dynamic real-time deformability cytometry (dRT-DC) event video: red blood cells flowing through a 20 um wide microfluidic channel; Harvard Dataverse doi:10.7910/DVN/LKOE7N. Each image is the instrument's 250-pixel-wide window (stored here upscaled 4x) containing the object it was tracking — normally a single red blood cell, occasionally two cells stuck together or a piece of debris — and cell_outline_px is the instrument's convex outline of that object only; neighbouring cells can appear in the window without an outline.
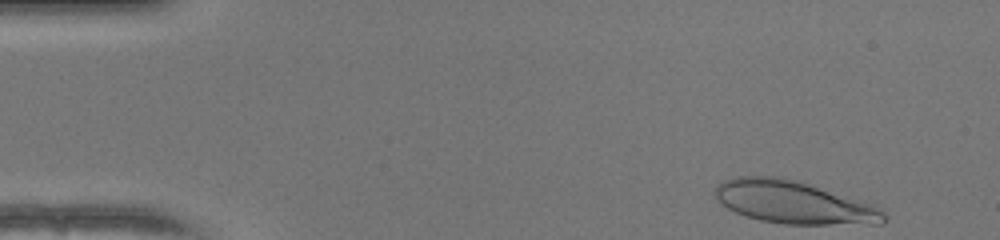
{"species": "human", "species_latin": "Homo sapiens", "temperature_condition": "warm", "stored_images_in_passage": 46, "camera_frame_rate_fps": 3000, "um_per_image_px": 0.085, "donor": {"sex": "female"}, "frame": {"image": 1, "passage_image": 1, "time_ms": 0.0, "image_size_px": [1000, 240], "cell_outline_px": [[888, 216], [880, 224], [784, 224], [760, 220], [736, 212], [720, 204], [716, 200], [716, 184], [724, 180], [736, 176], [780, 176], [800, 180], [876, 204]], "centroid_in_image_um": [67.51, 17.17], "position_along_channel_um": 17.5, "area_um2": 42.66}}
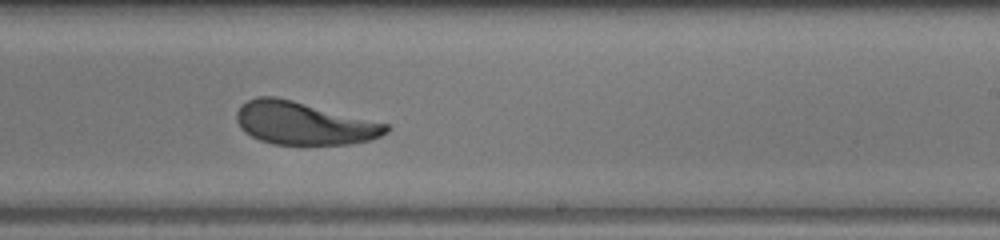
{"frame": {"image": 2, "passage_image": 27, "time_ms": 8.667, "image_size_px": [1000, 240], "cell_outline_px": [[392, 128], [388, 132], [372, 140], [352, 144], [272, 144], [260, 140], [244, 132], [240, 128], [236, 120], [236, 112], [240, 104], [256, 96], [276, 96], [388, 124]], "centroid_in_image_um": [25.8, 10.48], "position_along_channel_um": 263.2, "area_um2": 37.4}}
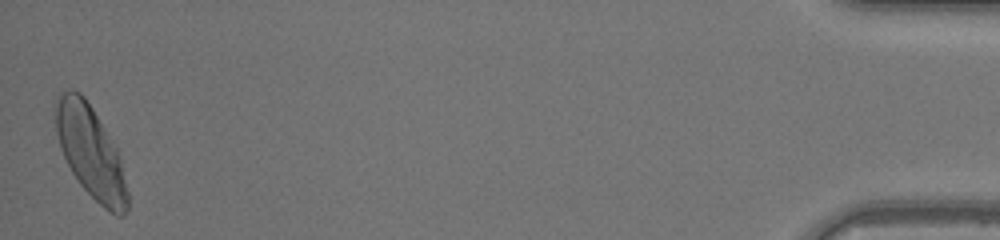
{"frame": {"image": 3, "passage_image": 46, "time_ms": 15.0, "image_size_px": [1000, 240], "cell_outline_px": [[128, 208], [120, 216], [116, 216], [104, 208], [80, 184], [72, 172], [60, 148], [56, 132], [56, 100], [68, 88], [72, 88], [80, 92], [84, 96], [92, 108], [116, 148], [120, 156], [128, 192]], "centroid_in_image_um": [7.71, 12.93], "position_along_channel_um": 427.5, "area_um2": 37.92}, "authors_computed_cell_mechanics": {"area_um2": 38.2347, "velocity_mm_per_s": 4.1131, "shape_relaxation_time_tau1_ms": 5.2248, "shape_relaxation_time_tau2_ms": 0.8743, "deformation_change_tau1": 0.2062, "deformation_change_tau2": 0.0829}}